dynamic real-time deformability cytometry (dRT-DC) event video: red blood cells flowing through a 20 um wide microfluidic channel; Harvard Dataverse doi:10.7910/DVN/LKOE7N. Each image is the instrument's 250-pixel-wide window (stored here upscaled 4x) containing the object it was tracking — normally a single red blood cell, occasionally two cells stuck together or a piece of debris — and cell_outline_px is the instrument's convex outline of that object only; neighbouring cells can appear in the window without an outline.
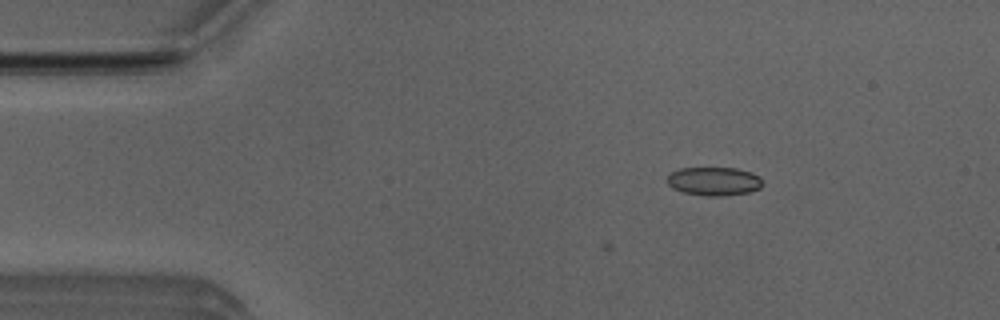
{"species": "Egyptian fruit bat (a non-hibernating species)", "species_latin": "Rousettus aegyptiacus", "temperature_condition": "room temperature", "stored_images_in_passage": 4, "camera_frame_rate_fps": 3000, "um_per_image_px": 0.085, "animal": {"sex": "male"}, "frame": {"image": 1, "passage_image": 2, "time_ms": 0.333, "image_size_px": [1000, 320], "cell_outline_px": [[760, 188], [748, 192], [720, 196], [704, 196], [684, 192], [672, 188], [664, 180], [672, 172], [680, 168], [736, 168], [752, 172], [760, 176]], "centroid_in_image_um": [60.65, 15.4], "position_along_channel_um": 24.4, "area_um2": 15.84}}